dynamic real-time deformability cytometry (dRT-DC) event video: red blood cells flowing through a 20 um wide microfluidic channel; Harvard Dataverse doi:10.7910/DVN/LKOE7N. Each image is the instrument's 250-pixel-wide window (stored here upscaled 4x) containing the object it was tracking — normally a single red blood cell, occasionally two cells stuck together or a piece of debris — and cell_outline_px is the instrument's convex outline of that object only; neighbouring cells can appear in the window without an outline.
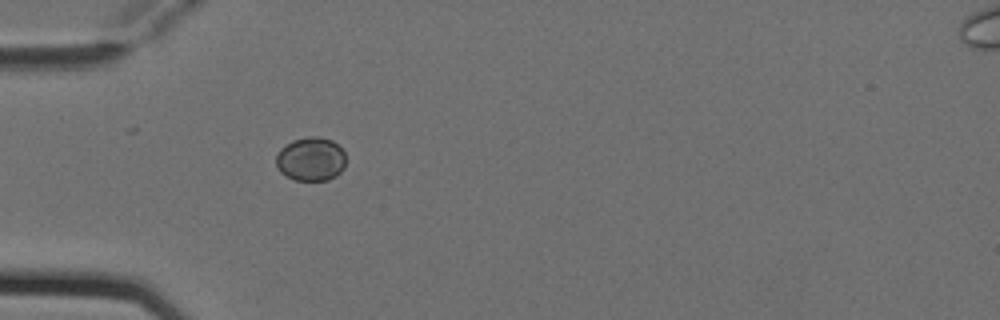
{"species": "Egyptian fruit bat (a non-hibernating species)", "species_latin": "Rousettus aegyptiacus", "temperature_condition": "cold", "stored_images_in_passage": 4, "camera_frame_rate_fps": 3000, "um_per_image_px": 0.085, "animal": {"sex": "female"}, "frame": {"image": 1, "passage_image": 4, "time_ms": 1.0, "image_size_px": [1000, 320], "cell_outline_px": [[344, 168], [336, 176], [328, 180], [296, 180], [280, 172], [276, 164], [276, 156], [280, 148], [292, 140], [308, 136], [320, 136], [332, 140], [344, 152]], "centroid_in_image_um": [26.41, 13.51], "position_along_channel_um": 58.6, "area_um2": 17.8}}